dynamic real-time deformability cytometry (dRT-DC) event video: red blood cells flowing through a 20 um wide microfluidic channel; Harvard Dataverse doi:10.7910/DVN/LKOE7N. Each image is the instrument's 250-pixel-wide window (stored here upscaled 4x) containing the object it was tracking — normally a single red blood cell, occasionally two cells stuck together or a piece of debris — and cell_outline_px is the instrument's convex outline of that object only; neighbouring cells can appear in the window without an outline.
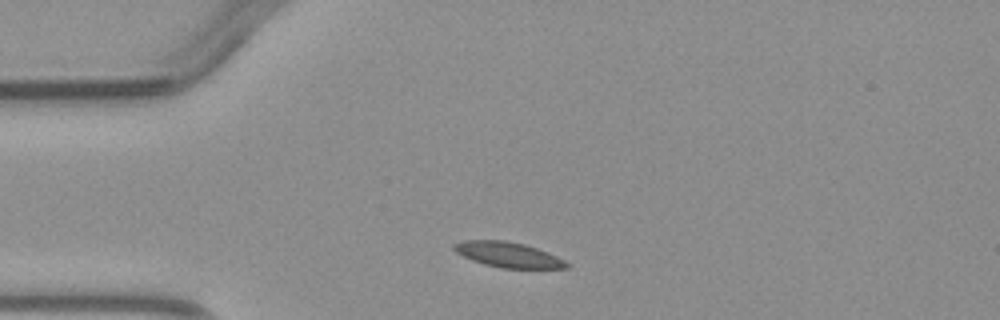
{"species": "common noctule bat (a hibernating species)", "species_latin": "Nyctalus noctula", "temperature_condition": "warm", "stored_images_in_passage": 1, "camera_frame_rate_fps": 3000, "um_per_image_px": 0.085, "animal": {"sex": "male", "body_mass_g": 23.1, "forearm_length_mm": 52.7}, "frame": {"image": 1, "passage_image": 1, "time_ms": 0.0, "image_size_px": [1000, 320], "cell_outline_px": [[572, 268], [500, 268], [484, 264], [472, 260], [456, 252], [452, 248], [452, 244], [464, 240], [504, 240], [524, 244], [548, 252], [572, 264]], "centroid_in_image_um": [43.21, 21.65], "position_along_channel_um": 41.8, "area_um2": 16.65}}